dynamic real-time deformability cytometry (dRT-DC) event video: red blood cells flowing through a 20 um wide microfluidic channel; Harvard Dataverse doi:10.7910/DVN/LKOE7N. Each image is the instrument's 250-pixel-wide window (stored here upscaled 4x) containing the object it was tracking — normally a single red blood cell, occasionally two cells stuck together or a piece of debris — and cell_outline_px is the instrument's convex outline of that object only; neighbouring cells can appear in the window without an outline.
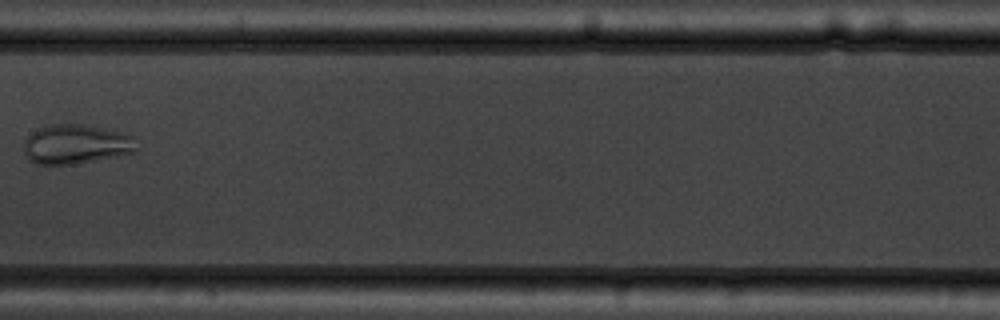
{"species": "common noctule bat (a hibernating species)", "species_latin": "Nyctalus noctula", "temperature_condition": "warm", "stored_images_in_passage": 5, "camera_frame_rate_fps": 3000, "um_per_image_px": 0.085, "animal": {"sex": "male", "body_mass_g": 19.5, "forearm_length_mm": 54.6}, "frame": {"image": 1, "passage_image": 4, "time_ms": 3.667, "image_size_px": [1000, 320], "cell_outline_px": [[136, 152], [116, 156], [72, 164], [36, 164], [28, 160], [24, 152], [24, 140], [32, 132], [40, 128], [52, 124], [88, 124], [128, 132], [132, 136], [136, 148]], "centroid_in_image_um": [6.47, 12.24], "position_along_channel_um": 200.9, "area_um2": 26.13}}